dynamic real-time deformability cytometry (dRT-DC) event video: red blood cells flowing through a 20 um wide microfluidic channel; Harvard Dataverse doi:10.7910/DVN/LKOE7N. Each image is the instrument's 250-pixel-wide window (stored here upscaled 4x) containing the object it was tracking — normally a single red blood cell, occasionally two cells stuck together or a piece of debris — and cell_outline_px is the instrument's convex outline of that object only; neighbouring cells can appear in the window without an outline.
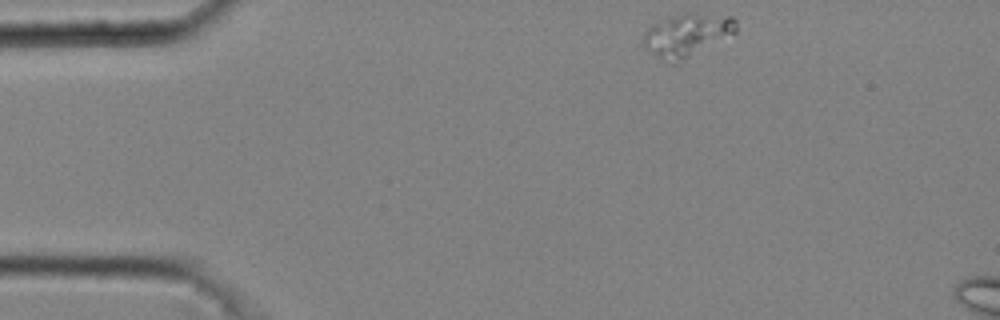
{"species": "common noctule bat (a hibernating species)", "species_latin": "Nyctalus noctula", "temperature_condition": "cold", "stored_images_in_passage": 37, "camera_frame_rate_fps": 3000, "um_per_image_px": 0.085, "animal": {"sex": "male", "body_mass_g": 20.4}, "frame": {"image": 1, "passage_image": 1, "time_ms": 0.0, "image_size_px": [1000, 320], "cell_outline_px": [[736, 32], [672, 64], [668, 64], [660, 60], [644, 48], [640, 40], [644, 32], [656, 20], [684, 12], [688, 12], [732, 16], [736, 20]], "centroid_in_image_um": [58.29, 2.94], "position_along_channel_um": 26.7, "area_um2": 23.29}}
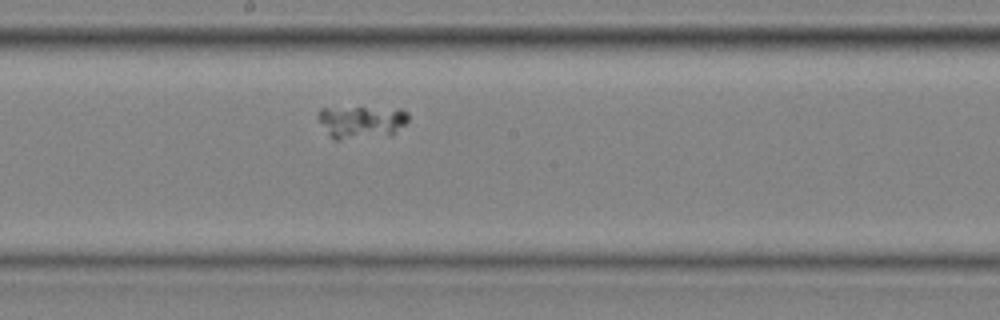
{"frame": {"image": 2, "passage_image": 22, "time_ms": 7.0, "image_size_px": [1000, 320], "cell_outline_px": [[408, 120], [392, 136], [340, 140], [332, 140], [328, 136], [316, 116], [320, 108], [400, 108], [408, 112]], "centroid_in_image_um": [30.71, 10.39], "position_along_channel_um": 217.5, "area_um2": 17.63}}
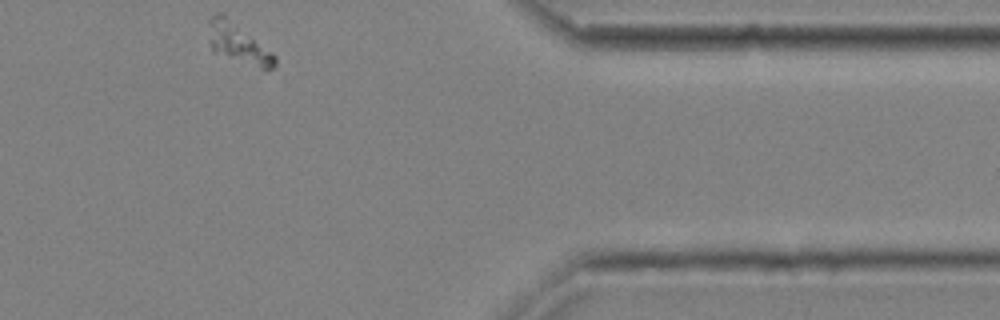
{"frame": {"image": 3, "passage_image": 37, "time_ms": 12.0, "image_size_px": [1000, 320], "cell_outline_px": [[276, 64], [272, 68], [260, 68], [212, 52], [208, 40], [208, 20], [216, 12], [224, 12], [272, 52], [276, 56]], "centroid_in_image_um": [20.18, 3.62], "position_along_channel_um": 391.2, "area_um2": 15.66}}